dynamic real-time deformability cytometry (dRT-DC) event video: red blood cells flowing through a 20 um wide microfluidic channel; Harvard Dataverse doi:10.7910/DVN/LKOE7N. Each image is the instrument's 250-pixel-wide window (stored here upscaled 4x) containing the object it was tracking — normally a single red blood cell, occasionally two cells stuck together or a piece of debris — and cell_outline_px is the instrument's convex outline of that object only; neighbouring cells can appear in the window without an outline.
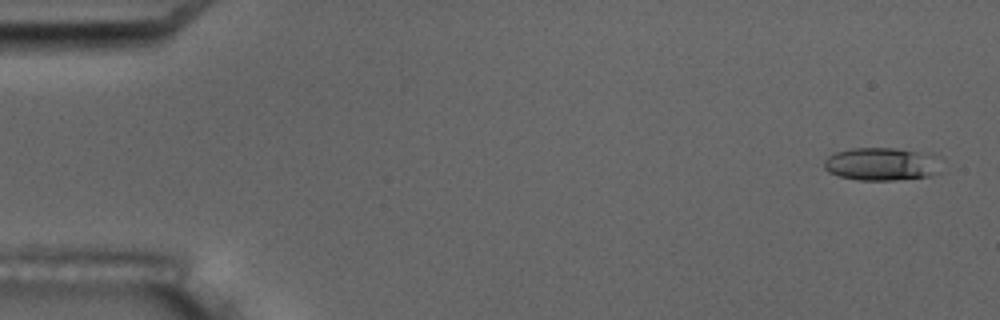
{"species": "common noctule bat (a hibernating species)", "species_latin": "Nyctalus noctula", "temperature_condition": "room temperature", "stored_images_in_passage": 5, "camera_frame_rate_fps": 3000, "um_per_image_px": 0.085, "animal": {"sex": "male", "body_mass_g": 17.5, "forearm_length_mm": 52.3}, "frame": {"image": 1, "passage_image": 1, "time_ms": 0.0, "image_size_px": [1000, 320], "cell_outline_px": [[944, 172], [932, 176], [896, 180], [860, 180], [840, 176], [828, 172], [824, 168], [824, 160], [828, 156], [836, 152], [852, 148], [896, 148], [932, 152], [944, 156]], "centroid_in_image_um": [75.16, 13.93], "position_along_channel_um": 9.8, "area_um2": 23.7}}